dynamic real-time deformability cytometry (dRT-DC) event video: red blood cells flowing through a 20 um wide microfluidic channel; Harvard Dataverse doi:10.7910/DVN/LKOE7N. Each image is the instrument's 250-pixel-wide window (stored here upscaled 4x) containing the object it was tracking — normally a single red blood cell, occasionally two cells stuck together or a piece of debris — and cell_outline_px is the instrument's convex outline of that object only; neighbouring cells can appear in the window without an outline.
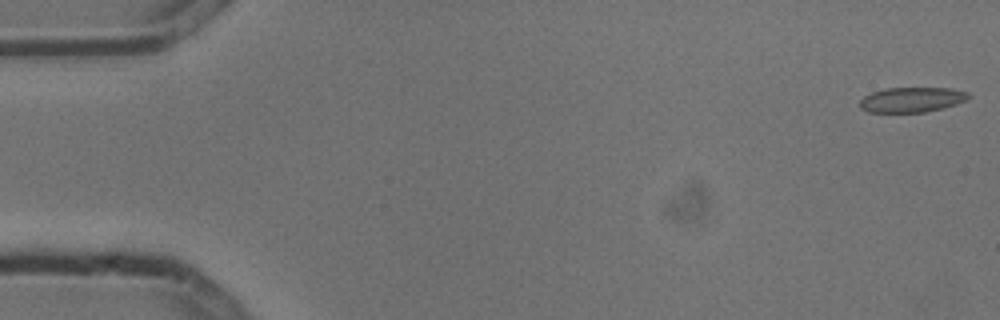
{"species": "common noctule bat (a hibernating species)", "species_latin": "Nyctalus noctula", "temperature_condition": "cold", "stored_images_in_passage": 6, "camera_frame_rate_fps": 3000, "um_per_image_px": 0.085, "animal": {"sex": "male", "body_mass_g": 13.3}, "frame": {"image": 1, "passage_image": 1, "time_ms": 0.0, "image_size_px": [1000, 320], "cell_outline_px": [[972, 96], [968, 100], [944, 108], [924, 112], [868, 112], [860, 108], [860, 100], [864, 96], [872, 92], [884, 88], [952, 88], [968, 92]], "centroid_in_image_um": [77.54, 8.47], "position_along_channel_um": 7.5, "area_um2": 16.01}}